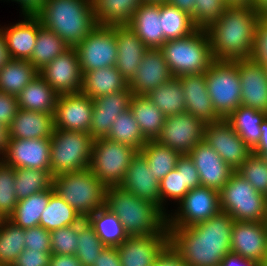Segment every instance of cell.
Instances as JSON below:
<instances>
[{"instance_id":"70","label":"cell","mask_w":267,"mask_h":266,"mask_svg":"<svg viewBox=\"0 0 267 266\" xmlns=\"http://www.w3.org/2000/svg\"><path fill=\"white\" fill-rule=\"evenodd\" d=\"M262 157L267 161V152H265Z\"/></svg>"},{"instance_id":"41","label":"cell","mask_w":267,"mask_h":266,"mask_svg":"<svg viewBox=\"0 0 267 266\" xmlns=\"http://www.w3.org/2000/svg\"><path fill=\"white\" fill-rule=\"evenodd\" d=\"M53 175L51 170L31 168H15V193L19 200L25 199L32 194L51 190Z\"/></svg>"},{"instance_id":"8","label":"cell","mask_w":267,"mask_h":266,"mask_svg":"<svg viewBox=\"0 0 267 266\" xmlns=\"http://www.w3.org/2000/svg\"><path fill=\"white\" fill-rule=\"evenodd\" d=\"M93 141L89 133L54 128L50 138L52 175L90 168Z\"/></svg>"},{"instance_id":"39","label":"cell","mask_w":267,"mask_h":266,"mask_svg":"<svg viewBox=\"0 0 267 266\" xmlns=\"http://www.w3.org/2000/svg\"><path fill=\"white\" fill-rule=\"evenodd\" d=\"M87 220L106 246L116 247L128 237L120 219L106 207L95 211Z\"/></svg>"},{"instance_id":"13","label":"cell","mask_w":267,"mask_h":266,"mask_svg":"<svg viewBox=\"0 0 267 266\" xmlns=\"http://www.w3.org/2000/svg\"><path fill=\"white\" fill-rule=\"evenodd\" d=\"M204 128L205 123L190 113L168 116L156 141L181 155H188L203 140Z\"/></svg>"},{"instance_id":"33","label":"cell","mask_w":267,"mask_h":266,"mask_svg":"<svg viewBox=\"0 0 267 266\" xmlns=\"http://www.w3.org/2000/svg\"><path fill=\"white\" fill-rule=\"evenodd\" d=\"M130 109L147 140H156L161 133L166 116L147 98V96L133 95Z\"/></svg>"},{"instance_id":"21","label":"cell","mask_w":267,"mask_h":266,"mask_svg":"<svg viewBox=\"0 0 267 266\" xmlns=\"http://www.w3.org/2000/svg\"><path fill=\"white\" fill-rule=\"evenodd\" d=\"M173 78L163 53L159 48L148 49L136 71L128 82L133 95L146 96L153 89Z\"/></svg>"},{"instance_id":"67","label":"cell","mask_w":267,"mask_h":266,"mask_svg":"<svg viewBox=\"0 0 267 266\" xmlns=\"http://www.w3.org/2000/svg\"><path fill=\"white\" fill-rule=\"evenodd\" d=\"M227 5L249 6L252 7L253 0H225Z\"/></svg>"},{"instance_id":"37","label":"cell","mask_w":267,"mask_h":266,"mask_svg":"<svg viewBox=\"0 0 267 266\" xmlns=\"http://www.w3.org/2000/svg\"><path fill=\"white\" fill-rule=\"evenodd\" d=\"M83 218L55 192L50 195L49 203L40 217L39 226L51 232L58 228L76 225Z\"/></svg>"},{"instance_id":"26","label":"cell","mask_w":267,"mask_h":266,"mask_svg":"<svg viewBox=\"0 0 267 266\" xmlns=\"http://www.w3.org/2000/svg\"><path fill=\"white\" fill-rule=\"evenodd\" d=\"M114 27L118 50L115 67L122 77L129 82L134 77L145 52L149 48L129 25H115Z\"/></svg>"},{"instance_id":"4","label":"cell","mask_w":267,"mask_h":266,"mask_svg":"<svg viewBox=\"0 0 267 266\" xmlns=\"http://www.w3.org/2000/svg\"><path fill=\"white\" fill-rule=\"evenodd\" d=\"M36 16L69 47H76L97 26L92 0H46Z\"/></svg>"},{"instance_id":"3","label":"cell","mask_w":267,"mask_h":266,"mask_svg":"<svg viewBox=\"0 0 267 266\" xmlns=\"http://www.w3.org/2000/svg\"><path fill=\"white\" fill-rule=\"evenodd\" d=\"M105 207L120 219L128 236L158 234L167 226V215L158 206L119 186L106 187Z\"/></svg>"},{"instance_id":"9","label":"cell","mask_w":267,"mask_h":266,"mask_svg":"<svg viewBox=\"0 0 267 266\" xmlns=\"http://www.w3.org/2000/svg\"><path fill=\"white\" fill-rule=\"evenodd\" d=\"M204 74L213 108L222 119H226L241 105L238 64L215 60Z\"/></svg>"},{"instance_id":"11","label":"cell","mask_w":267,"mask_h":266,"mask_svg":"<svg viewBox=\"0 0 267 266\" xmlns=\"http://www.w3.org/2000/svg\"><path fill=\"white\" fill-rule=\"evenodd\" d=\"M75 49L82 74L115 66L118 55L115 27L97 25Z\"/></svg>"},{"instance_id":"54","label":"cell","mask_w":267,"mask_h":266,"mask_svg":"<svg viewBox=\"0 0 267 266\" xmlns=\"http://www.w3.org/2000/svg\"><path fill=\"white\" fill-rule=\"evenodd\" d=\"M52 252L24 249L12 266H48Z\"/></svg>"},{"instance_id":"63","label":"cell","mask_w":267,"mask_h":266,"mask_svg":"<svg viewBox=\"0 0 267 266\" xmlns=\"http://www.w3.org/2000/svg\"><path fill=\"white\" fill-rule=\"evenodd\" d=\"M167 3L185 11L190 16L195 12V0H167Z\"/></svg>"},{"instance_id":"52","label":"cell","mask_w":267,"mask_h":266,"mask_svg":"<svg viewBox=\"0 0 267 266\" xmlns=\"http://www.w3.org/2000/svg\"><path fill=\"white\" fill-rule=\"evenodd\" d=\"M25 248L51 252L50 232L41 226L25 229Z\"/></svg>"},{"instance_id":"60","label":"cell","mask_w":267,"mask_h":266,"mask_svg":"<svg viewBox=\"0 0 267 266\" xmlns=\"http://www.w3.org/2000/svg\"><path fill=\"white\" fill-rule=\"evenodd\" d=\"M48 266H83L76 255L51 254Z\"/></svg>"},{"instance_id":"1","label":"cell","mask_w":267,"mask_h":266,"mask_svg":"<svg viewBox=\"0 0 267 266\" xmlns=\"http://www.w3.org/2000/svg\"><path fill=\"white\" fill-rule=\"evenodd\" d=\"M233 217L220 211L203 222L182 228H167L169 246L187 266H220L231 252Z\"/></svg>"},{"instance_id":"40","label":"cell","mask_w":267,"mask_h":266,"mask_svg":"<svg viewBox=\"0 0 267 266\" xmlns=\"http://www.w3.org/2000/svg\"><path fill=\"white\" fill-rule=\"evenodd\" d=\"M139 152L146 158L148 166L159 182L176 168L181 156L177 151L159 144L156 140H148Z\"/></svg>"},{"instance_id":"15","label":"cell","mask_w":267,"mask_h":266,"mask_svg":"<svg viewBox=\"0 0 267 266\" xmlns=\"http://www.w3.org/2000/svg\"><path fill=\"white\" fill-rule=\"evenodd\" d=\"M116 247L121 266H154L169 247L167 226L158 234L128 236Z\"/></svg>"},{"instance_id":"62","label":"cell","mask_w":267,"mask_h":266,"mask_svg":"<svg viewBox=\"0 0 267 266\" xmlns=\"http://www.w3.org/2000/svg\"><path fill=\"white\" fill-rule=\"evenodd\" d=\"M261 138L258 144L252 149V153L262 156L267 152V117L260 125Z\"/></svg>"},{"instance_id":"66","label":"cell","mask_w":267,"mask_h":266,"mask_svg":"<svg viewBox=\"0 0 267 266\" xmlns=\"http://www.w3.org/2000/svg\"><path fill=\"white\" fill-rule=\"evenodd\" d=\"M252 8L260 17H267V0H253Z\"/></svg>"},{"instance_id":"49","label":"cell","mask_w":267,"mask_h":266,"mask_svg":"<svg viewBox=\"0 0 267 266\" xmlns=\"http://www.w3.org/2000/svg\"><path fill=\"white\" fill-rule=\"evenodd\" d=\"M226 6L225 0H195V12L191 15L194 26L206 30L220 18Z\"/></svg>"},{"instance_id":"36","label":"cell","mask_w":267,"mask_h":266,"mask_svg":"<svg viewBox=\"0 0 267 266\" xmlns=\"http://www.w3.org/2000/svg\"><path fill=\"white\" fill-rule=\"evenodd\" d=\"M53 192L52 188L19 200L8 219L23 229L39 226L41 214L48 205Z\"/></svg>"},{"instance_id":"53","label":"cell","mask_w":267,"mask_h":266,"mask_svg":"<svg viewBox=\"0 0 267 266\" xmlns=\"http://www.w3.org/2000/svg\"><path fill=\"white\" fill-rule=\"evenodd\" d=\"M251 58L262 65L267 63V17H260L258 20Z\"/></svg>"},{"instance_id":"18","label":"cell","mask_w":267,"mask_h":266,"mask_svg":"<svg viewBox=\"0 0 267 266\" xmlns=\"http://www.w3.org/2000/svg\"><path fill=\"white\" fill-rule=\"evenodd\" d=\"M231 252L243 258L267 263V222L234 221Z\"/></svg>"},{"instance_id":"32","label":"cell","mask_w":267,"mask_h":266,"mask_svg":"<svg viewBox=\"0 0 267 266\" xmlns=\"http://www.w3.org/2000/svg\"><path fill=\"white\" fill-rule=\"evenodd\" d=\"M142 0H92L97 25H128Z\"/></svg>"},{"instance_id":"31","label":"cell","mask_w":267,"mask_h":266,"mask_svg":"<svg viewBox=\"0 0 267 266\" xmlns=\"http://www.w3.org/2000/svg\"><path fill=\"white\" fill-rule=\"evenodd\" d=\"M56 91L38 74L17 96L19 109L54 113L58 99Z\"/></svg>"},{"instance_id":"43","label":"cell","mask_w":267,"mask_h":266,"mask_svg":"<svg viewBox=\"0 0 267 266\" xmlns=\"http://www.w3.org/2000/svg\"><path fill=\"white\" fill-rule=\"evenodd\" d=\"M106 138L131 146L138 152L148 141L143 136L130 108L116 117Z\"/></svg>"},{"instance_id":"55","label":"cell","mask_w":267,"mask_h":266,"mask_svg":"<svg viewBox=\"0 0 267 266\" xmlns=\"http://www.w3.org/2000/svg\"><path fill=\"white\" fill-rule=\"evenodd\" d=\"M176 168H183L184 187L188 190L201 186L200 176L189 155H181Z\"/></svg>"},{"instance_id":"19","label":"cell","mask_w":267,"mask_h":266,"mask_svg":"<svg viewBox=\"0 0 267 266\" xmlns=\"http://www.w3.org/2000/svg\"><path fill=\"white\" fill-rule=\"evenodd\" d=\"M50 138L9 139L0 159L13 168L51 170Z\"/></svg>"},{"instance_id":"58","label":"cell","mask_w":267,"mask_h":266,"mask_svg":"<svg viewBox=\"0 0 267 266\" xmlns=\"http://www.w3.org/2000/svg\"><path fill=\"white\" fill-rule=\"evenodd\" d=\"M154 266H187V264L169 246L158 258Z\"/></svg>"},{"instance_id":"17","label":"cell","mask_w":267,"mask_h":266,"mask_svg":"<svg viewBox=\"0 0 267 266\" xmlns=\"http://www.w3.org/2000/svg\"><path fill=\"white\" fill-rule=\"evenodd\" d=\"M93 100L81 92L60 94L53 114L54 128L90 133Z\"/></svg>"},{"instance_id":"30","label":"cell","mask_w":267,"mask_h":266,"mask_svg":"<svg viewBox=\"0 0 267 266\" xmlns=\"http://www.w3.org/2000/svg\"><path fill=\"white\" fill-rule=\"evenodd\" d=\"M128 82L115 66L99 68L83 73L80 92L92 100L110 93L125 90Z\"/></svg>"},{"instance_id":"68","label":"cell","mask_w":267,"mask_h":266,"mask_svg":"<svg viewBox=\"0 0 267 266\" xmlns=\"http://www.w3.org/2000/svg\"><path fill=\"white\" fill-rule=\"evenodd\" d=\"M142 3H167V0H142Z\"/></svg>"},{"instance_id":"5","label":"cell","mask_w":267,"mask_h":266,"mask_svg":"<svg viewBox=\"0 0 267 266\" xmlns=\"http://www.w3.org/2000/svg\"><path fill=\"white\" fill-rule=\"evenodd\" d=\"M173 77L204 74L215 61L206 30L166 41L159 48Z\"/></svg>"},{"instance_id":"56","label":"cell","mask_w":267,"mask_h":266,"mask_svg":"<svg viewBox=\"0 0 267 266\" xmlns=\"http://www.w3.org/2000/svg\"><path fill=\"white\" fill-rule=\"evenodd\" d=\"M18 110L17 97L0 91V124L9 127Z\"/></svg>"},{"instance_id":"28","label":"cell","mask_w":267,"mask_h":266,"mask_svg":"<svg viewBox=\"0 0 267 266\" xmlns=\"http://www.w3.org/2000/svg\"><path fill=\"white\" fill-rule=\"evenodd\" d=\"M160 15V3H142L128 24L149 49L160 48L166 42Z\"/></svg>"},{"instance_id":"34","label":"cell","mask_w":267,"mask_h":266,"mask_svg":"<svg viewBox=\"0 0 267 266\" xmlns=\"http://www.w3.org/2000/svg\"><path fill=\"white\" fill-rule=\"evenodd\" d=\"M266 117L267 113L240 105L226 120L242 140L253 149L260 141L262 134L260 125Z\"/></svg>"},{"instance_id":"6","label":"cell","mask_w":267,"mask_h":266,"mask_svg":"<svg viewBox=\"0 0 267 266\" xmlns=\"http://www.w3.org/2000/svg\"><path fill=\"white\" fill-rule=\"evenodd\" d=\"M52 188L83 219L105 207L106 186L90 168L53 176Z\"/></svg>"},{"instance_id":"7","label":"cell","mask_w":267,"mask_h":266,"mask_svg":"<svg viewBox=\"0 0 267 266\" xmlns=\"http://www.w3.org/2000/svg\"><path fill=\"white\" fill-rule=\"evenodd\" d=\"M220 209L236 221L267 222L266 195L259 193L237 171L219 191Z\"/></svg>"},{"instance_id":"2","label":"cell","mask_w":267,"mask_h":266,"mask_svg":"<svg viewBox=\"0 0 267 266\" xmlns=\"http://www.w3.org/2000/svg\"><path fill=\"white\" fill-rule=\"evenodd\" d=\"M260 16L252 7L227 5L207 29L214 60L250 59Z\"/></svg>"},{"instance_id":"57","label":"cell","mask_w":267,"mask_h":266,"mask_svg":"<svg viewBox=\"0 0 267 266\" xmlns=\"http://www.w3.org/2000/svg\"><path fill=\"white\" fill-rule=\"evenodd\" d=\"M92 266H121L117 247L107 246L97 255Z\"/></svg>"},{"instance_id":"25","label":"cell","mask_w":267,"mask_h":266,"mask_svg":"<svg viewBox=\"0 0 267 266\" xmlns=\"http://www.w3.org/2000/svg\"><path fill=\"white\" fill-rule=\"evenodd\" d=\"M186 112L201 119L205 124L222 119L214 110L208 94L205 74L181 75Z\"/></svg>"},{"instance_id":"59","label":"cell","mask_w":267,"mask_h":266,"mask_svg":"<svg viewBox=\"0 0 267 266\" xmlns=\"http://www.w3.org/2000/svg\"><path fill=\"white\" fill-rule=\"evenodd\" d=\"M20 4L22 14L36 16L44 7L46 0H11Z\"/></svg>"},{"instance_id":"69","label":"cell","mask_w":267,"mask_h":266,"mask_svg":"<svg viewBox=\"0 0 267 266\" xmlns=\"http://www.w3.org/2000/svg\"><path fill=\"white\" fill-rule=\"evenodd\" d=\"M5 218L2 216V214L0 213V224L3 222Z\"/></svg>"},{"instance_id":"16","label":"cell","mask_w":267,"mask_h":266,"mask_svg":"<svg viewBox=\"0 0 267 266\" xmlns=\"http://www.w3.org/2000/svg\"><path fill=\"white\" fill-rule=\"evenodd\" d=\"M38 73L58 95L81 90L83 74L75 47H69Z\"/></svg>"},{"instance_id":"38","label":"cell","mask_w":267,"mask_h":266,"mask_svg":"<svg viewBox=\"0 0 267 266\" xmlns=\"http://www.w3.org/2000/svg\"><path fill=\"white\" fill-rule=\"evenodd\" d=\"M146 96L166 117L186 112L184 93L178 77H173Z\"/></svg>"},{"instance_id":"27","label":"cell","mask_w":267,"mask_h":266,"mask_svg":"<svg viewBox=\"0 0 267 266\" xmlns=\"http://www.w3.org/2000/svg\"><path fill=\"white\" fill-rule=\"evenodd\" d=\"M41 27L37 16L24 15L23 21L0 28L11 59L30 60Z\"/></svg>"},{"instance_id":"22","label":"cell","mask_w":267,"mask_h":266,"mask_svg":"<svg viewBox=\"0 0 267 266\" xmlns=\"http://www.w3.org/2000/svg\"><path fill=\"white\" fill-rule=\"evenodd\" d=\"M133 92L125 90L110 93L93 99V112L90 124V135L93 139L105 138L118 115L130 108Z\"/></svg>"},{"instance_id":"14","label":"cell","mask_w":267,"mask_h":266,"mask_svg":"<svg viewBox=\"0 0 267 266\" xmlns=\"http://www.w3.org/2000/svg\"><path fill=\"white\" fill-rule=\"evenodd\" d=\"M203 140L234 171L252 154V149L242 140L226 119L206 123Z\"/></svg>"},{"instance_id":"45","label":"cell","mask_w":267,"mask_h":266,"mask_svg":"<svg viewBox=\"0 0 267 266\" xmlns=\"http://www.w3.org/2000/svg\"><path fill=\"white\" fill-rule=\"evenodd\" d=\"M25 229L8 218L0 224V266H12L25 249Z\"/></svg>"},{"instance_id":"23","label":"cell","mask_w":267,"mask_h":266,"mask_svg":"<svg viewBox=\"0 0 267 266\" xmlns=\"http://www.w3.org/2000/svg\"><path fill=\"white\" fill-rule=\"evenodd\" d=\"M200 176L202 186L220 191L234 170L204 140L188 154Z\"/></svg>"},{"instance_id":"35","label":"cell","mask_w":267,"mask_h":266,"mask_svg":"<svg viewBox=\"0 0 267 266\" xmlns=\"http://www.w3.org/2000/svg\"><path fill=\"white\" fill-rule=\"evenodd\" d=\"M38 74L28 60L10 59L0 69V91L17 97Z\"/></svg>"},{"instance_id":"61","label":"cell","mask_w":267,"mask_h":266,"mask_svg":"<svg viewBox=\"0 0 267 266\" xmlns=\"http://www.w3.org/2000/svg\"><path fill=\"white\" fill-rule=\"evenodd\" d=\"M220 266H262L258 262L243 258L232 252L228 253L222 260Z\"/></svg>"},{"instance_id":"20","label":"cell","mask_w":267,"mask_h":266,"mask_svg":"<svg viewBox=\"0 0 267 266\" xmlns=\"http://www.w3.org/2000/svg\"><path fill=\"white\" fill-rule=\"evenodd\" d=\"M241 84V105L267 113V71L250 59L236 60Z\"/></svg>"},{"instance_id":"51","label":"cell","mask_w":267,"mask_h":266,"mask_svg":"<svg viewBox=\"0 0 267 266\" xmlns=\"http://www.w3.org/2000/svg\"><path fill=\"white\" fill-rule=\"evenodd\" d=\"M78 224L50 232L52 254L75 255L78 246Z\"/></svg>"},{"instance_id":"64","label":"cell","mask_w":267,"mask_h":266,"mask_svg":"<svg viewBox=\"0 0 267 266\" xmlns=\"http://www.w3.org/2000/svg\"><path fill=\"white\" fill-rule=\"evenodd\" d=\"M10 59L4 35L0 30V69L3 68Z\"/></svg>"},{"instance_id":"46","label":"cell","mask_w":267,"mask_h":266,"mask_svg":"<svg viewBox=\"0 0 267 266\" xmlns=\"http://www.w3.org/2000/svg\"><path fill=\"white\" fill-rule=\"evenodd\" d=\"M77 242L75 255L83 266H92L97 255L107 247L87 219L78 223Z\"/></svg>"},{"instance_id":"12","label":"cell","mask_w":267,"mask_h":266,"mask_svg":"<svg viewBox=\"0 0 267 266\" xmlns=\"http://www.w3.org/2000/svg\"><path fill=\"white\" fill-rule=\"evenodd\" d=\"M180 207L172 216L167 214V228L188 227L217 215L220 209L219 191L206 186L190 189L178 203Z\"/></svg>"},{"instance_id":"24","label":"cell","mask_w":267,"mask_h":266,"mask_svg":"<svg viewBox=\"0 0 267 266\" xmlns=\"http://www.w3.org/2000/svg\"><path fill=\"white\" fill-rule=\"evenodd\" d=\"M160 182L154 177L148 161L137 152L132 158L123 182L119 185L123 190L147 201H151L160 208Z\"/></svg>"},{"instance_id":"44","label":"cell","mask_w":267,"mask_h":266,"mask_svg":"<svg viewBox=\"0 0 267 266\" xmlns=\"http://www.w3.org/2000/svg\"><path fill=\"white\" fill-rule=\"evenodd\" d=\"M160 14V20L166 41L183 38L197 30L191 16L175 6L168 3H161Z\"/></svg>"},{"instance_id":"65","label":"cell","mask_w":267,"mask_h":266,"mask_svg":"<svg viewBox=\"0 0 267 266\" xmlns=\"http://www.w3.org/2000/svg\"><path fill=\"white\" fill-rule=\"evenodd\" d=\"M8 141H9L8 127H6L3 124H0V155L1 156L5 153V149L7 148Z\"/></svg>"},{"instance_id":"50","label":"cell","mask_w":267,"mask_h":266,"mask_svg":"<svg viewBox=\"0 0 267 266\" xmlns=\"http://www.w3.org/2000/svg\"><path fill=\"white\" fill-rule=\"evenodd\" d=\"M160 209L167 215L164 201L176 200L180 202L188 193L184 187L183 168H175L160 181ZM165 209V210H164Z\"/></svg>"},{"instance_id":"42","label":"cell","mask_w":267,"mask_h":266,"mask_svg":"<svg viewBox=\"0 0 267 266\" xmlns=\"http://www.w3.org/2000/svg\"><path fill=\"white\" fill-rule=\"evenodd\" d=\"M69 46L55 32L43 26L38 30L37 40L29 62L39 71Z\"/></svg>"},{"instance_id":"47","label":"cell","mask_w":267,"mask_h":266,"mask_svg":"<svg viewBox=\"0 0 267 266\" xmlns=\"http://www.w3.org/2000/svg\"><path fill=\"white\" fill-rule=\"evenodd\" d=\"M257 192L267 195V161L252 153L236 170Z\"/></svg>"},{"instance_id":"10","label":"cell","mask_w":267,"mask_h":266,"mask_svg":"<svg viewBox=\"0 0 267 266\" xmlns=\"http://www.w3.org/2000/svg\"><path fill=\"white\" fill-rule=\"evenodd\" d=\"M137 152L131 146L106 137L96 138L92 146L90 170L106 187L119 186Z\"/></svg>"},{"instance_id":"48","label":"cell","mask_w":267,"mask_h":266,"mask_svg":"<svg viewBox=\"0 0 267 266\" xmlns=\"http://www.w3.org/2000/svg\"><path fill=\"white\" fill-rule=\"evenodd\" d=\"M14 187L15 168L0 159V213L4 218L13 213L18 203Z\"/></svg>"},{"instance_id":"29","label":"cell","mask_w":267,"mask_h":266,"mask_svg":"<svg viewBox=\"0 0 267 266\" xmlns=\"http://www.w3.org/2000/svg\"><path fill=\"white\" fill-rule=\"evenodd\" d=\"M53 114L19 109L8 127L9 139L51 138Z\"/></svg>"}]
</instances>
